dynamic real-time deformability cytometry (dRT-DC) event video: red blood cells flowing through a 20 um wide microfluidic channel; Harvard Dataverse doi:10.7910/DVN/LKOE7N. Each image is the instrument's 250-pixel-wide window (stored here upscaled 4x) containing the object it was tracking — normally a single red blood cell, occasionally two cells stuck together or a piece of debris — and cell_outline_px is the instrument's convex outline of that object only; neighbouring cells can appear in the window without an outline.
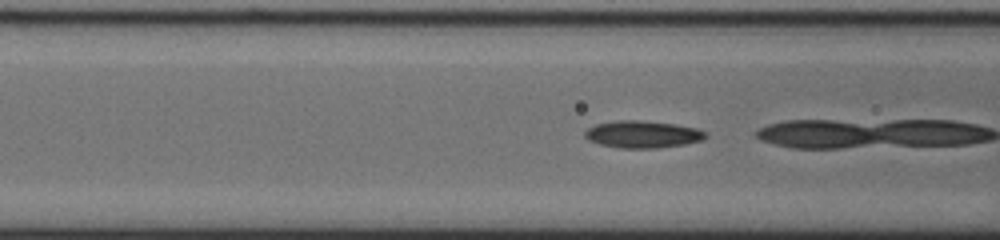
{"species": "common noctule bat (a hibernating species)", "species_latin": "Nyctalus noctula", "temperature_condition": "cold", "stored_images_in_passage": 18, "camera_frame_rate_fps": 3000, "um_per_image_px": 0.085, "animal": {"sex": "male", "body_mass_g": 20.0, "forearm_length_mm": 53.3}, "frame": {"image": 1, "passage_image": 17, "time_ms": 5.333, "image_size_px": [1000, 240], "cell_outline_px": [[708, 136], [704, 140], [684, 144], [656, 148], [620, 148], [600, 144], [588, 140], [584, 136], [584, 132], [588, 128], [596, 124], [616, 120], [640, 120], [676, 124], [696, 128], [708, 132]], "centroid_in_image_um": [54.64, 11.41], "position_along_channel_um": 112.0, "area_um2": 19.25}}